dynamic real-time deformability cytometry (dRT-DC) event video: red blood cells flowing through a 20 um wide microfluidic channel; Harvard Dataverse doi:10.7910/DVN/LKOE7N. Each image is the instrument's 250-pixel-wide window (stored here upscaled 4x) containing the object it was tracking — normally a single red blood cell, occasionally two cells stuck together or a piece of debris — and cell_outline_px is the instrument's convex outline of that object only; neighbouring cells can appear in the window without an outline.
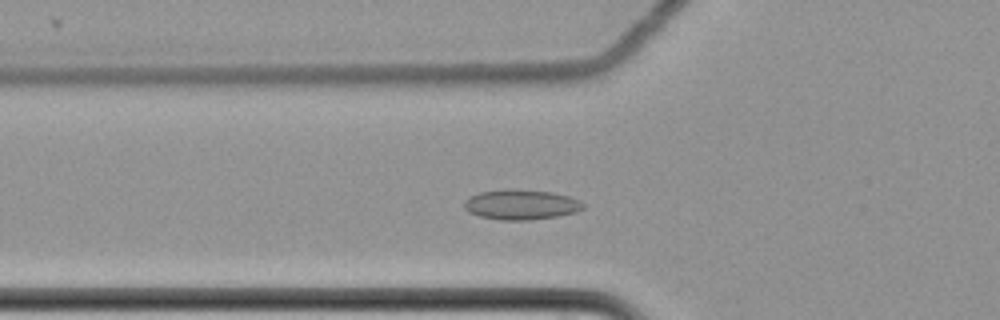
{"species": "common noctule bat (a hibernating species)", "species_latin": "Nyctalus noctula", "temperature_condition": "cold", "stored_images_in_passage": 40, "camera_frame_rate_fps": 3000, "um_per_image_px": 0.085, "animal": {"sex": "female", "body_mass_g": 22.7, "forearm_length_mm": 54.2}, "frame": {"image": 1, "passage_image": 2, "time_ms": 0.333, "image_size_px": [1000, 320], "cell_outline_px": [[584, 208], [576, 212], [560, 216], [528, 220], [500, 220], [480, 216], [468, 212], [464, 208], [464, 200], [480, 192], [508, 188], [552, 192], [568, 196], [580, 200], [584, 204]], "centroid_in_image_um": [44.3, 17.39], "position_along_channel_um": 81.5, "area_um2": 20.98}}
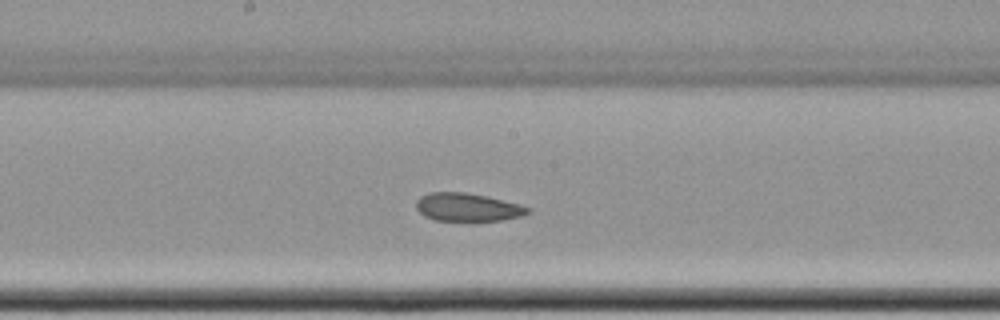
{"frame": {"image": 2, "passage_image": 13, "time_ms": 4.0, "image_size_px": [1000, 320], "cell_outline_px": [[532, 212], [520, 216], [500, 220], [468, 224], [436, 220], [424, 216], [416, 208], [416, 200], [420, 196], [428, 192], [464, 192], [484, 196], [520, 204], [532, 208]], "centroid_in_image_um": [39.74, 17.66], "position_along_channel_um": 208.5, "area_um2": 19.07}}
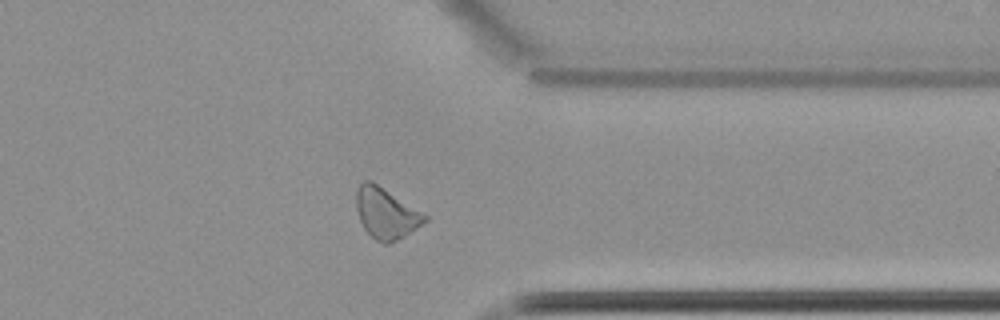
{"frame": {"image": 3, "passage_image": 28, "time_ms": 9.0, "image_size_px": [1000, 320], "cell_outline_px": [[428, 220], [404, 236], [388, 244], [384, 244], [376, 240], [364, 228], [360, 220], [356, 208], [356, 192], [360, 184], [364, 180], [372, 180], [428, 216]], "centroid_in_image_um": [32.8, 18.11], "position_along_channel_um": 378.6, "area_um2": 20.06}, "authors_computed_cell_mechanics": {"area_um2": 19.4497, "velocity_mm_per_s": 3.4769, "shape_relaxation_time_tau1_ms": null, "shape_relaxation_time_tau2_ms": 3.5577, "deformation_change_tau1": null, "deformation_change_tau2": 0.0988}}